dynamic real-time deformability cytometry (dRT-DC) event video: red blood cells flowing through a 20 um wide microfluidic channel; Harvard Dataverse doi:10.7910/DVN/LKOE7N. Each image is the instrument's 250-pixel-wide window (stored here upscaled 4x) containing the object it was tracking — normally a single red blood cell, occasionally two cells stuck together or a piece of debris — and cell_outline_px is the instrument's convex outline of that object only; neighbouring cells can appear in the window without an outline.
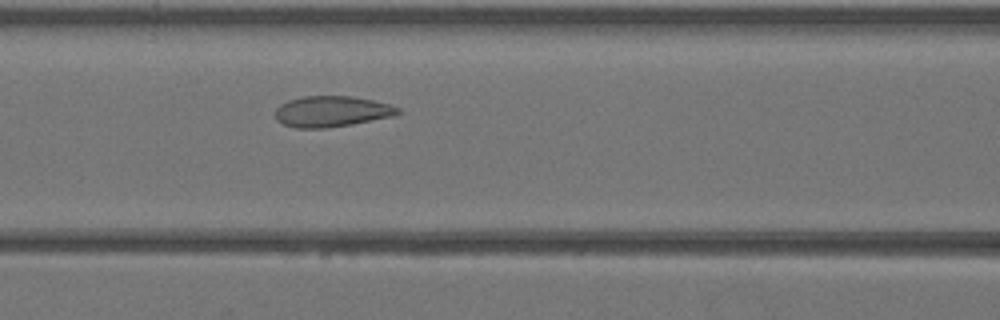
{"species": "Egyptian fruit bat (a non-hibernating species)", "species_latin": "Rousettus aegyptiacus", "temperature_condition": "warm", "stored_images_in_passage": 36, "camera_frame_rate_fps": 3000, "um_per_image_px": 0.085, "animal": {"sex": "female"}, "frame": {"image": 1, "passage_image": 12, "time_ms": 3.667, "image_size_px": [1000, 320], "cell_outline_px": [[400, 112], [392, 116], [352, 124], [328, 128], [296, 128], [284, 124], [276, 120], [276, 108], [280, 104], [288, 100], [304, 96], [352, 96], [372, 100], [388, 104], [400, 108]], "centroid_in_image_um": [28.16, 9.47], "position_along_channel_um": 138.4, "area_um2": 21.96}}
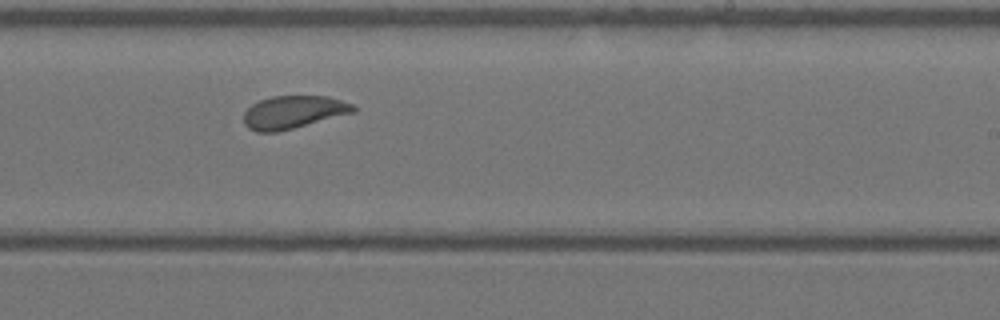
{"frame": {"image": 2, "passage_image": 20, "time_ms": 6.333, "image_size_px": [1000, 320], "cell_outline_px": [[356, 112], [276, 132], [256, 132], [248, 128], [244, 124], [244, 112], [252, 104], [260, 100], [272, 96], [328, 96], [352, 104], [356, 108]], "centroid_in_image_um": [24.92, 9.53], "position_along_channel_um": 264.1, "area_um2": 20.87}}
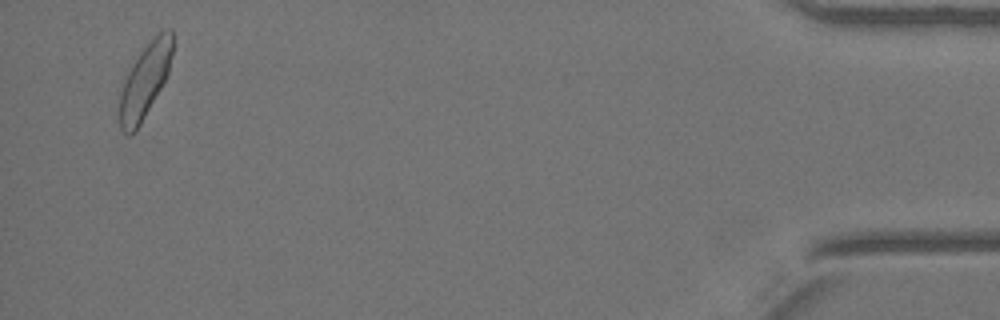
{"frame": {"image": 3, "passage_image": 35, "time_ms": 11.333, "image_size_px": [1000, 320], "cell_outline_px": [[172, 52], [168, 72], [160, 88], [140, 124], [128, 136], [120, 128], [120, 84], [124, 72], [140, 52], [160, 32], [168, 28], [172, 28]], "centroid_in_image_um": [12.27, 6.84], "position_along_channel_um": 422.9, "area_um2": 22.6}}